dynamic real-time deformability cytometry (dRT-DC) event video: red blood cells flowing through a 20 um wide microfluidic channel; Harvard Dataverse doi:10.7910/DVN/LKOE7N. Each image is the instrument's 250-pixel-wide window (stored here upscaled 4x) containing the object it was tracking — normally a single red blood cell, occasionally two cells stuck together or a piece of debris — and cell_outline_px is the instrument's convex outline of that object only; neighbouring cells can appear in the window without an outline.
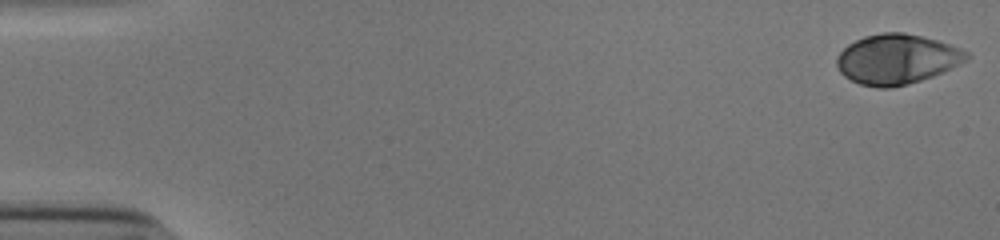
{"species": "human", "species_latin": "Homo sapiens", "temperature_condition": "cold", "stored_images_in_passage": 47, "camera_frame_rate_fps": 3000, "um_per_image_px": 0.085, "donor": {"sex": "male"}, "frame": {"image": 1, "passage_image": 1, "time_ms": 0.0, "image_size_px": [1000, 240], "cell_outline_px": [[972, 56], [968, 60], [932, 76], [908, 84], [892, 88], [876, 88], [860, 84], [844, 76], [840, 72], [836, 64], [836, 56], [848, 44], [864, 36], [884, 32], [904, 32], [936, 40], [960, 48], [968, 52]], "centroid_in_image_um": [76.21, 5.03], "position_along_channel_um": 8.8, "area_um2": 37.74}}
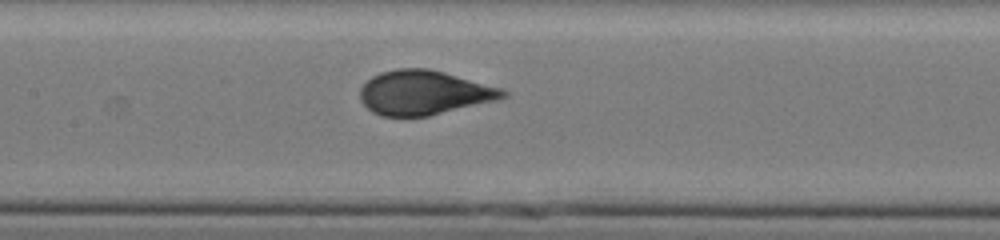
{"frame": {"image": 2, "passage_image": 26, "time_ms": 8.333, "image_size_px": [1000, 240], "cell_outline_px": [[508, 96], [496, 100], [428, 116], [380, 116], [372, 112], [360, 100], [360, 88], [372, 76], [380, 72], [396, 68], [428, 68], [444, 72], [504, 88], [508, 92]], "centroid_in_image_um": [36.04, 7.87], "position_along_channel_um": 171.4, "area_um2": 36.99}}
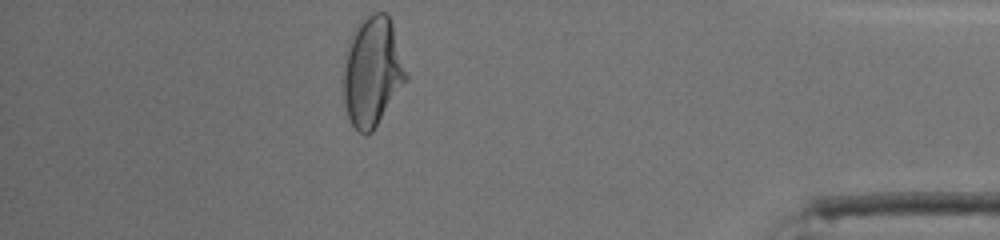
{"frame": {"image": 3, "passage_image": 47, "time_ms": 15.333, "image_size_px": [1000, 240], "cell_outline_px": [[408, 80], [372, 132], [364, 136], [352, 124], [348, 116], [344, 100], [344, 68], [348, 40], [352, 28], [364, 16], [372, 12], [384, 12], [392, 20], [408, 76]], "centroid_in_image_um": [31.66, 6.04], "position_along_channel_um": 403.5, "area_um2": 40.4}, "authors_computed_cell_mechanics": {"area_um2": 37.0498, "velocity_mm_per_s": 3.884, "shape_relaxation_time_tau1_ms": 5.8308, "shape_relaxation_time_tau2_ms": null, "deformation_change_tau1": 0.2227, "deformation_change_tau2": null}}